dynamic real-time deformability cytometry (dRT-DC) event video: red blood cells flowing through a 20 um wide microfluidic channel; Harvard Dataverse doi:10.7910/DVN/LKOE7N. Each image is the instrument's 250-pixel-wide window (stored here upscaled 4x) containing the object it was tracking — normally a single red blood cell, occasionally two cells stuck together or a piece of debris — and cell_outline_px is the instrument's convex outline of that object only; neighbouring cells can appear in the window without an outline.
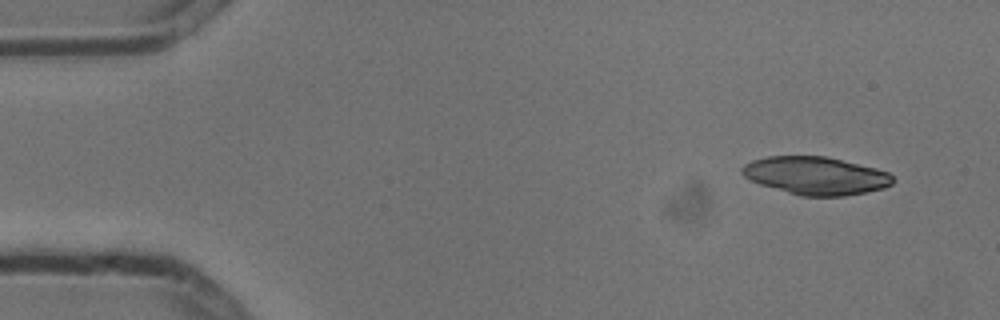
{"species": "common noctule bat (a hibernating species)", "species_latin": "Nyctalus noctula", "temperature_condition": "cold", "stored_images_in_passage": 4, "camera_frame_rate_fps": 3000, "um_per_image_px": 0.085, "animal": {"sex": "male", "body_mass_g": 13.3}, "frame": {"image": 1, "passage_image": 1, "time_ms": 0.0, "image_size_px": [1000, 320], "cell_outline_px": [[896, 180], [892, 184], [884, 188], [844, 196], [800, 196], [760, 184], [744, 176], [740, 172], [740, 168], [744, 164], [752, 160], [768, 156], [824, 156], [876, 168], [888, 172]], "centroid_in_image_um": [69.33, 14.93], "position_along_channel_um": 15.7, "area_um2": 33.23}}